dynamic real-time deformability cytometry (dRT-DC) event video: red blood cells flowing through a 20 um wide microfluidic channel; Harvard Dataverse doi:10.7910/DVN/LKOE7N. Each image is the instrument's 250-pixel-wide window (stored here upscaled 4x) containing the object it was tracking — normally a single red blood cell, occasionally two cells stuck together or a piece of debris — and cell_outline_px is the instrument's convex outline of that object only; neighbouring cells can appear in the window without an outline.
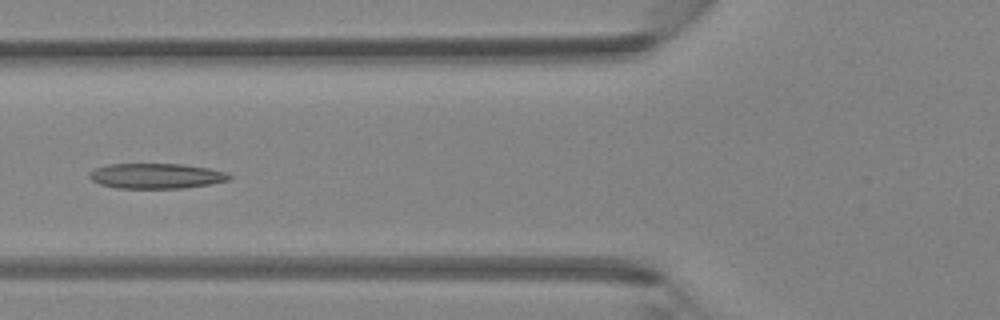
{"species": "Egyptian fruit bat (a non-hibernating species)", "species_latin": "Rousettus aegyptiacus", "temperature_condition": "room temperature", "stored_images_in_passage": 4, "camera_frame_rate_fps": 3000, "um_per_image_px": 0.085, "animal": {"sex": "female"}, "frame": {"image": 1, "passage_image": 4, "time_ms": 1.0, "image_size_px": [1000, 320], "cell_outline_px": [[232, 176], [228, 180], [208, 184], [184, 188], [120, 188], [100, 184], [92, 180], [88, 176], [96, 168], [108, 164], [184, 164], [208, 168], [228, 172]], "centroid_in_image_um": [13.31, 14.95], "position_along_channel_um": 112.5, "area_um2": 20.4}}